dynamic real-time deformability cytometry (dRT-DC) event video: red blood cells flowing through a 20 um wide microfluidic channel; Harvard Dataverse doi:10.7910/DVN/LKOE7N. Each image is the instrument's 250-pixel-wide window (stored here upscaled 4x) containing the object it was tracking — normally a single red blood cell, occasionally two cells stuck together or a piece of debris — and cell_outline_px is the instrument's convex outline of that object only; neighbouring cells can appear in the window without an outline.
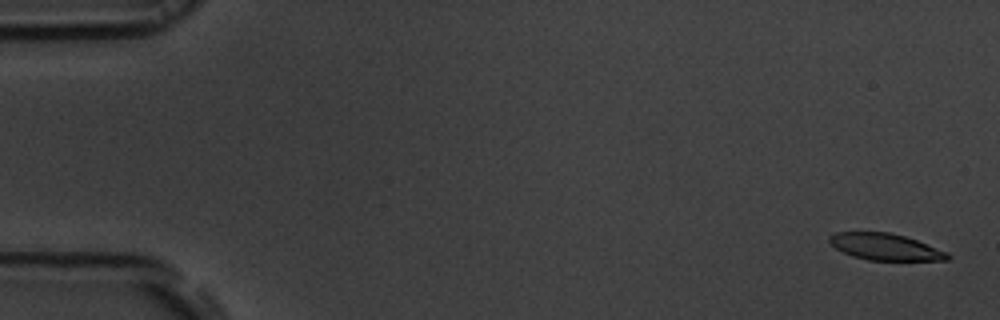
{"species": "common noctule bat (a hibernating species)", "species_latin": "Nyctalus noctula", "temperature_condition": "room temperature", "stored_images_in_passage": 55, "camera_frame_rate_fps": 3000, "um_per_image_px": 0.085, "animal": {"sex": "male", "body_mass_g": 19.5, "forearm_length_mm": 54.6}, "frame": {"image": 1, "passage_image": 2, "time_ms": 0.333, "image_size_px": [1000, 320], "cell_outline_px": [[952, 256], [948, 260], [868, 260], [852, 256], [836, 248], [828, 240], [828, 236], [836, 232], [892, 232], [916, 240], [948, 252]], "centroid_in_image_um": [75.25, 20.98], "position_along_channel_um": 9.7, "area_um2": 18.26}}
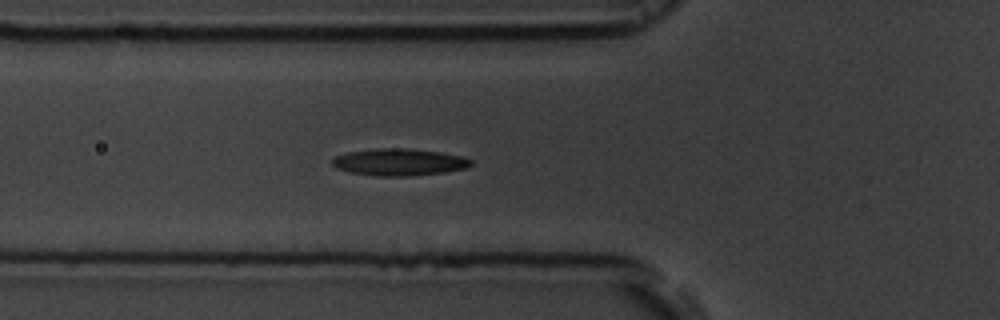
{"frame": {"image": 2, "passage_image": 20, "time_ms": 6.333, "image_size_px": [1000, 320], "cell_outline_px": [[472, 164], [468, 168], [444, 172], [408, 176], [376, 176], [352, 172], [336, 168], [332, 164], [332, 160], [336, 156], [348, 152], [376, 148], [404, 148], [440, 152], [460, 156], [472, 160]], "centroid_in_image_um": [33.93, 13.78], "position_along_channel_um": 91.9, "area_um2": 21.68}}
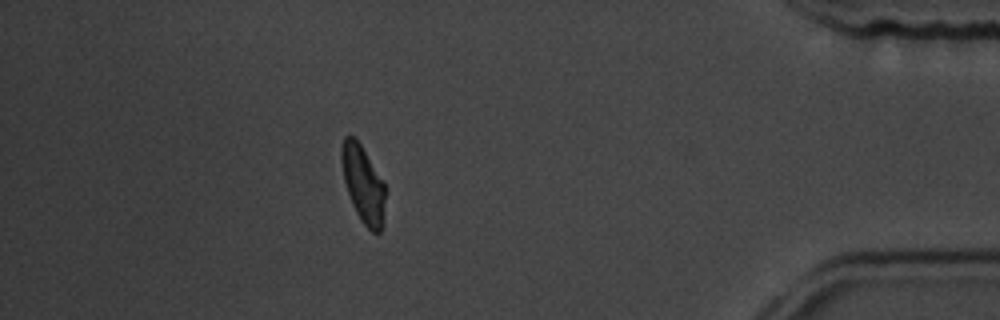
{"frame": {"image": 3, "passage_image": 49, "time_ms": 16.0, "image_size_px": [1000, 320], "cell_outline_px": [[384, 224], [380, 232], [372, 232], [364, 224], [356, 212], [352, 204], [344, 180], [340, 160], [340, 152], [344, 136], [352, 136], [360, 144], [384, 180]], "centroid_in_image_um": [30.86, 15.65], "position_along_channel_um": 404.3, "area_um2": 19.59}, "authors_computed_cell_mechanics": {"area_um2": 20.8658, "velocity_mm_per_s": 3.6971, "shape_relaxation_time_tau1_ms": 9.3108, "shape_relaxation_time_tau2_ms": 3.0488, "deformation_change_tau1": 0.2212, "deformation_change_tau2": 0.0984}}